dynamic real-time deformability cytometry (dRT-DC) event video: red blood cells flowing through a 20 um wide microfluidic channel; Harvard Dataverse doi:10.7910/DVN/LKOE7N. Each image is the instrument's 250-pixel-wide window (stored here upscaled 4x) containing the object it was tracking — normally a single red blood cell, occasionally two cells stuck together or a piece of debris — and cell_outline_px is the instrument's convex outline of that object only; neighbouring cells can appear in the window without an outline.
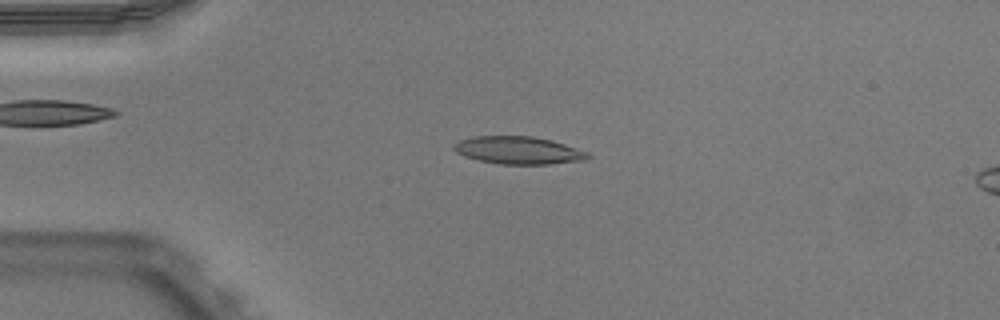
{"species": "Egyptian fruit bat (a non-hibernating species)", "species_latin": "Rousettus aegyptiacus", "temperature_condition": "warm", "stored_images_in_passage": 50, "camera_frame_rate_fps": 3000, "um_per_image_px": 0.085, "animal": {"sex": "male"}, "frame": {"image": 1, "passage_image": 12, "time_ms": 3.667, "image_size_px": [1000, 320], "cell_outline_px": [[592, 156], [588, 160], [548, 164], [500, 164], [480, 160], [464, 156], [456, 152], [452, 148], [452, 144], [460, 140], [472, 136], [532, 136], [552, 140], [588, 152]], "centroid_in_image_um": [44.07, 12.77], "position_along_channel_um": 40.9, "area_um2": 21.68}}
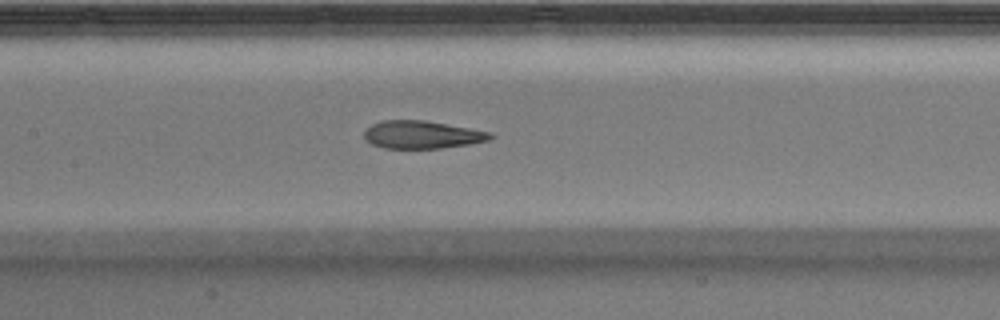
{"frame": {"image": 2, "passage_image": 24, "time_ms": 7.667, "image_size_px": [1000, 320], "cell_outline_px": [[496, 136], [488, 140], [468, 144], [440, 148], [384, 148], [372, 144], [364, 140], [364, 132], [372, 124], [384, 120], [424, 120], [492, 132]], "centroid_in_image_um": [35.87, 11.45], "position_along_channel_um": 171.5, "area_um2": 20.35}}
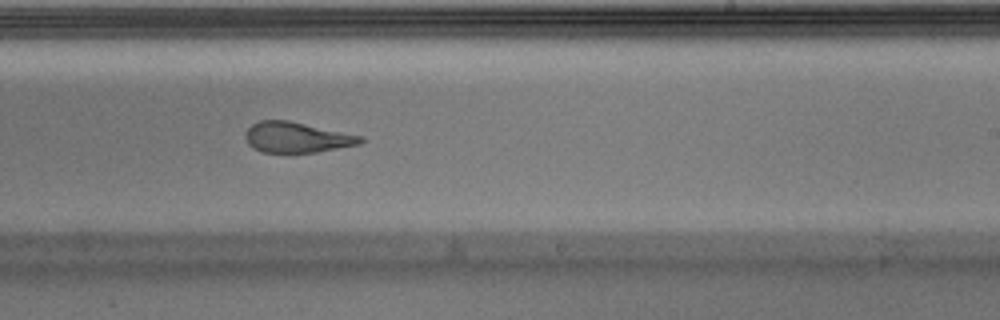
{"frame": {"image": 3, "passage_image": 31, "time_ms": 10.0, "image_size_px": [1000, 320], "cell_outline_px": [[364, 140], [360, 144], [316, 152], [264, 152], [252, 148], [248, 144], [244, 136], [244, 132], [252, 124], [260, 120], [288, 120], [364, 136]], "centroid_in_image_um": [25.21, 11.67], "position_along_channel_um": 263.8, "area_um2": 20.52}, "authors_computed_cell_mechanics": {"area_um2": 21.6461, "velocity_mm_per_s": 3.969, "shape_relaxation_time_tau1_ms": 7.9452, "shape_relaxation_time_tau2_ms": 1.5293, "deformation_change_tau1": 0.2846, "deformation_change_tau2": 0.1137}}